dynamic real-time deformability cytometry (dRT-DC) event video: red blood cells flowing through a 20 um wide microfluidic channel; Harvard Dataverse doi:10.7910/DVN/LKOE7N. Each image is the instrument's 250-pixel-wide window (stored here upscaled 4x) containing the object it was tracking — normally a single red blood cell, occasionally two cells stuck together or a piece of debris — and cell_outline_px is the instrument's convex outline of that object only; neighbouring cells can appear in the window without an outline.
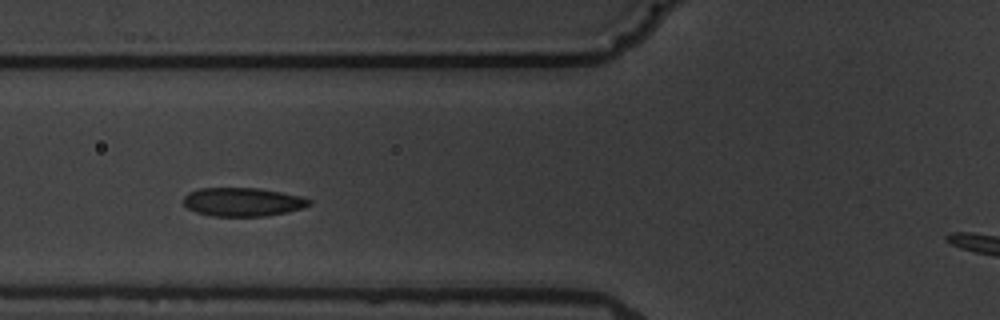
{"species": "common noctule bat (a hibernating species)", "species_latin": "Nyctalus noctula", "temperature_condition": "warm", "stored_images_in_passage": 8, "camera_frame_rate_fps": 3000, "um_per_image_px": 0.085, "animal": {"sex": "male", "body_mass_g": 19.5, "forearm_length_mm": 54.6}, "frame": {"image": 1, "passage_image": 4, "time_ms": 3.333, "image_size_px": [1000, 320], "cell_outline_px": [[312, 204], [304, 208], [288, 212], [264, 216], [212, 216], [196, 212], [188, 208], [184, 204], [184, 196], [188, 192], [200, 188], [260, 188], [300, 196], [312, 200]], "centroid_in_image_um": [20.65, 17.16], "position_along_channel_um": 105.1, "area_um2": 21.04}}
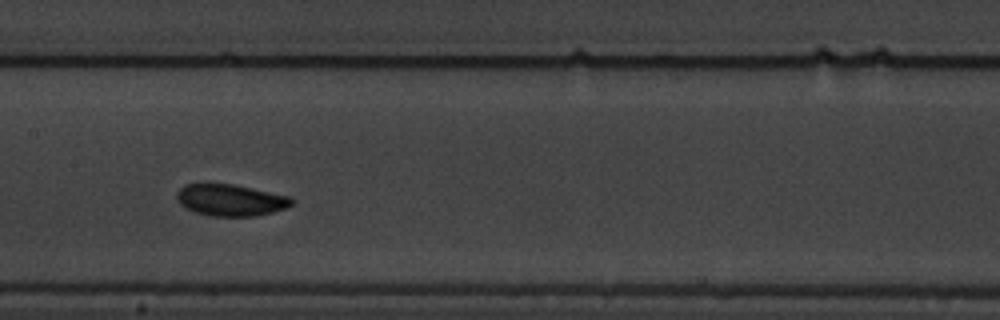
{"frame": {"image": 2, "passage_image": 6, "time_ms": 5.667, "image_size_px": [1000, 320], "cell_outline_px": [[296, 200], [288, 208], [256, 216], [212, 216], [196, 212], [184, 208], [180, 204], [176, 196], [176, 192], [184, 184], [232, 184], [292, 196]], "centroid_in_image_um": [19.64, 17.01], "position_along_channel_um": 187.8, "area_um2": 21.39}}
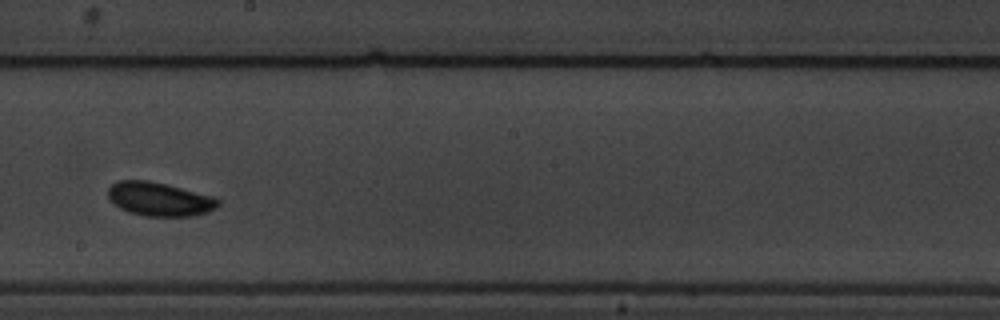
{"frame": {"image": 3, "passage_image": 7, "time_ms": 7.0, "image_size_px": [1000, 320], "cell_outline_px": [[220, 204], [216, 208], [208, 212], [192, 216], [148, 216], [128, 212], [120, 208], [108, 196], [108, 188], [116, 180], [148, 180], [216, 196], [220, 200]], "centroid_in_image_um": [13.59, 16.92], "position_along_channel_um": 234.6, "area_um2": 21.73}}